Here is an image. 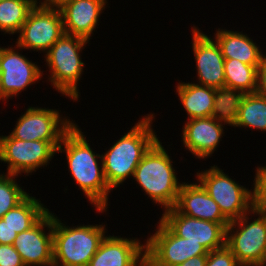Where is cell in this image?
Masks as SVG:
<instances>
[{
	"label": "cell",
	"mask_w": 266,
	"mask_h": 266,
	"mask_svg": "<svg viewBox=\"0 0 266 266\" xmlns=\"http://www.w3.org/2000/svg\"><path fill=\"white\" fill-rule=\"evenodd\" d=\"M68 1L71 0H36V5L47 8H61Z\"/></svg>",
	"instance_id": "32"
},
{
	"label": "cell",
	"mask_w": 266,
	"mask_h": 266,
	"mask_svg": "<svg viewBox=\"0 0 266 266\" xmlns=\"http://www.w3.org/2000/svg\"><path fill=\"white\" fill-rule=\"evenodd\" d=\"M75 123L67 115L63 116L59 109L29 106L9 134L19 140L48 141L57 149L64 134Z\"/></svg>",
	"instance_id": "8"
},
{
	"label": "cell",
	"mask_w": 266,
	"mask_h": 266,
	"mask_svg": "<svg viewBox=\"0 0 266 266\" xmlns=\"http://www.w3.org/2000/svg\"><path fill=\"white\" fill-rule=\"evenodd\" d=\"M207 255H199L196 257L189 258L187 261L177 266H205Z\"/></svg>",
	"instance_id": "33"
},
{
	"label": "cell",
	"mask_w": 266,
	"mask_h": 266,
	"mask_svg": "<svg viewBox=\"0 0 266 266\" xmlns=\"http://www.w3.org/2000/svg\"><path fill=\"white\" fill-rule=\"evenodd\" d=\"M176 94L187 113V120L224 115L227 99L219 90L191 82H178Z\"/></svg>",
	"instance_id": "17"
},
{
	"label": "cell",
	"mask_w": 266,
	"mask_h": 266,
	"mask_svg": "<svg viewBox=\"0 0 266 266\" xmlns=\"http://www.w3.org/2000/svg\"><path fill=\"white\" fill-rule=\"evenodd\" d=\"M49 209L32 194L21 203L10 209L2 218L16 231L17 234L29 230Z\"/></svg>",
	"instance_id": "24"
},
{
	"label": "cell",
	"mask_w": 266,
	"mask_h": 266,
	"mask_svg": "<svg viewBox=\"0 0 266 266\" xmlns=\"http://www.w3.org/2000/svg\"><path fill=\"white\" fill-rule=\"evenodd\" d=\"M225 125H231L228 111L224 115L189 119L185 121L183 126L182 146L195 159L205 160L210 158L217 151L220 141L225 136Z\"/></svg>",
	"instance_id": "15"
},
{
	"label": "cell",
	"mask_w": 266,
	"mask_h": 266,
	"mask_svg": "<svg viewBox=\"0 0 266 266\" xmlns=\"http://www.w3.org/2000/svg\"><path fill=\"white\" fill-rule=\"evenodd\" d=\"M253 180V209L266 214V165L255 167Z\"/></svg>",
	"instance_id": "27"
},
{
	"label": "cell",
	"mask_w": 266,
	"mask_h": 266,
	"mask_svg": "<svg viewBox=\"0 0 266 266\" xmlns=\"http://www.w3.org/2000/svg\"><path fill=\"white\" fill-rule=\"evenodd\" d=\"M36 0L0 1V32L18 34Z\"/></svg>",
	"instance_id": "25"
},
{
	"label": "cell",
	"mask_w": 266,
	"mask_h": 266,
	"mask_svg": "<svg viewBox=\"0 0 266 266\" xmlns=\"http://www.w3.org/2000/svg\"><path fill=\"white\" fill-rule=\"evenodd\" d=\"M237 59H225V98L239 94L256 93L258 89V68Z\"/></svg>",
	"instance_id": "23"
},
{
	"label": "cell",
	"mask_w": 266,
	"mask_h": 266,
	"mask_svg": "<svg viewBox=\"0 0 266 266\" xmlns=\"http://www.w3.org/2000/svg\"><path fill=\"white\" fill-rule=\"evenodd\" d=\"M112 235H106L88 266H146L145 240Z\"/></svg>",
	"instance_id": "18"
},
{
	"label": "cell",
	"mask_w": 266,
	"mask_h": 266,
	"mask_svg": "<svg viewBox=\"0 0 266 266\" xmlns=\"http://www.w3.org/2000/svg\"><path fill=\"white\" fill-rule=\"evenodd\" d=\"M57 149L48 141H25L0 134V162L7 163L5 173L29 176L49 166Z\"/></svg>",
	"instance_id": "10"
},
{
	"label": "cell",
	"mask_w": 266,
	"mask_h": 266,
	"mask_svg": "<svg viewBox=\"0 0 266 266\" xmlns=\"http://www.w3.org/2000/svg\"><path fill=\"white\" fill-rule=\"evenodd\" d=\"M64 33L60 8L35 5L14 42L24 51H40V54H45Z\"/></svg>",
	"instance_id": "11"
},
{
	"label": "cell",
	"mask_w": 266,
	"mask_h": 266,
	"mask_svg": "<svg viewBox=\"0 0 266 266\" xmlns=\"http://www.w3.org/2000/svg\"><path fill=\"white\" fill-rule=\"evenodd\" d=\"M86 135L76 123L64 134L58 153H64L68 171L97 213H106L113 190L105 178L102 157L93 151Z\"/></svg>",
	"instance_id": "1"
},
{
	"label": "cell",
	"mask_w": 266,
	"mask_h": 266,
	"mask_svg": "<svg viewBox=\"0 0 266 266\" xmlns=\"http://www.w3.org/2000/svg\"><path fill=\"white\" fill-rule=\"evenodd\" d=\"M213 38L219 44L224 59H237L247 65L260 66L266 56L260 45L243 31L218 28Z\"/></svg>",
	"instance_id": "22"
},
{
	"label": "cell",
	"mask_w": 266,
	"mask_h": 266,
	"mask_svg": "<svg viewBox=\"0 0 266 266\" xmlns=\"http://www.w3.org/2000/svg\"><path fill=\"white\" fill-rule=\"evenodd\" d=\"M205 266H240L233 253L225 246L208 252Z\"/></svg>",
	"instance_id": "28"
},
{
	"label": "cell",
	"mask_w": 266,
	"mask_h": 266,
	"mask_svg": "<svg viewBox=\"0 0 266 266\" xmlns=\"http://www.w3.org/2000/svg\"><path fill=\"white\" fill-rule=\"evenodd\" d=\"M17 233L10 225L3 219H0V244L13 245Z\"/></svg>",
	"instance_id": "30"
},
{
	"label": "cell",
	"mask_w": 266,
	"mask_h": 266,
	"mask_svg": "<svg viewBox=\"0 0 266 266\" xmlns=\"http://www.w3.org/2000/svg\"><path fill=\"white\" fill-rule=\"evenodd\" d=\"M89 42L64 33L44 55L45 65L49 69L46 82L49 81L52 88L73 102H79L81 95L78 83L86 65L81 54Z\"/></svg>",
	"instance_id": "5"
},
{
	"label": "cell",
	"mask_w": 266,
	"mask_h": 266,
	"mask_svg": "<svg viewBox=\"0 0 266 266\" xmlns=\"http://www.w3.org/2000/svg\"><path fill=\"white\" fill-rule=\"evenodd\" d=\"M160 219L179 237L200 243L208 252L226 246V228L229 224L197 219L179 213L174 207L163 210Z\"/></svg>",
	"instance_id": "14"
},
{
	"label": "cell",
	"mask_w": 266,
	"mask_h": 266,
	"mask_svg": "<svg viewBox=\"0 0 266 266\" xmlns=\"http://www.w3.org/2000/svg\"><path fill=\"white\" fill-rule=\"evenodd\" d=\"M172 160L158 139L144 154L132 177L147 194V199L150 197L153 204L164 210L174 207L182 185Z\"/></svg>",
	"instance_id": "3"
},
{
	"label": "cell",
	"mask_w": 266,
	"mask_h": 266,
	"mask_svg": "<svg viewBox=\"0 0 266 266\" xmlns=\"http://www.w3.org/2000/svg\"><path fill=\"white\" fill-rule=\"evenodd\" d=\"M17 177L19 178V175L0 172V219L29 195V192L17 183Z\"/></svg>",
	"instance_id": "26"
},
{
	"label": "cell",
	"mask_w": 266,
	"mask_h": 266,
	"mask_svg": "<svg viewBox=\"0 0 266 266\" xmlns=\"http://www.w3.org/2000/svg\"><path fill=\"white\" fill-rule=\"evenodd\" d=\"M230 126L266 131V97L260 93L239 94L227 100Z\"/></svg>",
	"instance_id": "21"
},
{
	"label": "cell",
	"mask_w": 266,
	"mask_h": 266,
	"mask_svg": "<svg viewBox=\"0 0 266 266\" xmlns=\"http://www.w3.org/2000/svg\"><path fill=\"white\" fill-rule=\"evenodd\" d=\"M155 233L145 239L146 266H177L189 258L208 255L200 243L177 236L161 219Z\"/></svg>",
	"instance_id": "9"
},
{
	"label": "cell",
	"mask_w": 266,
	"mask_h": 266,
	"mask_svg": "<svg viewBox=\"0 0 266 266\" xmlns=\"http://www.w3.org/2000/svg\"><path fill=\"white\" fill-rule=\"evenodd\" d=\"M0 266H25L13 245L0 244Z\"/></svg>",
	"instance_id": "29"
},
{
	"label": "cell",
	"mask_w": 266,
	"mask_h": 266,
	"mask_svg": "<svg viewBox=\"0 0 266 266\" xmlns=\"http://www.w3.org/2000/svg\"><path fill=\"white\" fill-rule=\"evenodd\" d=\"M226 247L240 266H266V214L253 209L230 221Z\"/></svg>",
	"instance_id": "6"
},
{
	"label": "cell",
	"mask_w": 266,
	"mask_h": 266,
	"mask_svg": "<svg viewBox=\"0 0 266 266\" xmlns=\"http://www.w3.org/2000/svg\"><path fill=\"white\" fill-rule=\"evenodd\" d=\"M105 223L72 227L53 213V266H88L106 237Z\"/></svg>",
	"instance_id": "4"
},
{
	"label": "cell",
	"mask_w": 266,
	"mask_h": 266,
	"mask_svg": "<svg viewBox=\"0 0 266 266\" xmlns=\"http://www.w3.org/2000/svg\"><path fill=\"white\" fill-rule=\"evenodd\" d=\"M107 5V0L68 1L60 8L65 33L89 41L97 31L100 16Z\"/></svg>",
	"instance_id": "19"
},
{
	"label": "cell",
	"mask_w": 266,
	"mask_h": 266,
	"mask_svg": "<svg viewBox=\"0 0 266 266\" xmlns=\"http://www.w3.org/2000/svg\"><path fill=\"white\" fill-rule=\"evenodd\" d=\"M257 92L266 97V56L258 68V89Z\"/></svg>",
	"instance_id": "31"
},
{
	"label": "cell",
	"mask_w": 266,
	"mask_h": 266,
	"mask_svg": "<svg viewBox=\"0 0 266 266\" xmlns=\"http://www.w3.org/2000/svg\"><path fill=\"white\" fill-rule=\"evenodd\" d=\"M192 51L196 61L199 85L215 88L225 97L224 57L221 48L211 35H206L197 26L191 27Z\"/></svg>",
	"instance_id": "13"
},
{
	"label": "cell",
	"mask_w": 266,
	"mask_h": 266,
	"mask_svg": "<svg viewBox=\"0 0 266 266\" xmlns=\"http://www.w3.org/2000/svg\"><path fill=\"white\" fill-rule=\"evenodd\" d=\"M14 44V47L0 46V101L3 102L14 96L18 97L28 86L38 83L44 75V70L22 55L23 49Z\"/></svg>",
	"instance_id": "12"
},
{
	"label": "cell",
	"mask_w": 266,
	"mask_h": 266,
	"mask_svg": "<svg viewBox=\"0 0 266 266\" xmlns=\"http://www.w3.org/2000/svg\"><path fill=\"white\" fill-rule=\"evenodd\" d=\"M195 176L229 221L253 210V188L239 184L217 165L198 171Z\"/></svg>",
	"instance_id": "7"
},
{
	"label": "cell",
	"mask_w": 266,
	"mask_h": 266,
	"mask_svg": "<svg viewBox=\"0 0 266 266\" xmlns=\"http://www.w3.org/2000/svg\"><path fill=\"white\" fill-rule=\"evenodd\" d=\"M174 208L181 214L197 219L229 224L219 205L197 181L182 182Z\"/></svg>",
	"instance_id": "20"
},
{
	"label": "cell",
	"mask_w": 266,
	"mask_h": 266,
	"mask_svg": "<svg viewBox=\"0 0 266 266\" xmlns=\"http://www.w3.org/2000/svg\"><path fill=\"white\" fill-rule=\"evenodd\" d=\"M154 113L141 117L132 128L101 154L105 178L114 190L133 177L144 154L160 138L152 128Z\"/></svg>",
	"instance_id": "2"
},
{
	"label": "cell",
	"mask_w": 266,
	"mask_h": 266,
	"mask_svg": "<svg viewBox=\"0 0 266 266\" xmlns=\"http://www.w3.org/2000/svg\"><path fill=\"white\" fill-rule=\"evenodd\" d=\"M13 246L25 266H53V212L48 211L29 230L17 234Z\"/></svg>",
	"instance_id": "16"
}]
</instances>
